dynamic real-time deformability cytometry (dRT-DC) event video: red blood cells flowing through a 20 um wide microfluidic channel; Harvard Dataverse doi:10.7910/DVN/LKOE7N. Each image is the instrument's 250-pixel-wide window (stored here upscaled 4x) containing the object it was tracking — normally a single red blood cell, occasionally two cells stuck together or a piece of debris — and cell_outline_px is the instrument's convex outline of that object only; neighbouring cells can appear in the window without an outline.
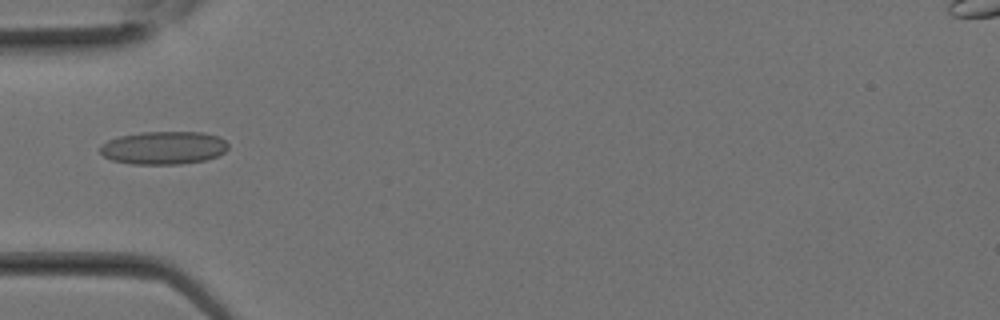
{"species": "Egyptian fruit bat (a non-hibernating species)", "species_latin": "Rousettus aegyptiacus", "temperature_condition": "room temperature", "stored_images_in_passage": 9, "camera_frame_rate_fps": 3000, "um_per_image_px": 0.085, "animal": {"sex": "female"}, "frame": {"image": 1, "passage_image": 8, "time_ms": 2.333, "image_size_px": [1000, 320], "cell_outline_px": [[228, 148], [224, 152], [216, 156], [204, 160], [180, 164], [132, 164], [112, 160], [104, 156], [100, 152], [100, 144], [108, 140], [120, 136], [140, 132], [204, 132], [220, 136], [228, 144]], "centroid_in_image_um": [13.91, 12.55], "position_along_channel_um": 71.1, "area_um2": 24.74}}